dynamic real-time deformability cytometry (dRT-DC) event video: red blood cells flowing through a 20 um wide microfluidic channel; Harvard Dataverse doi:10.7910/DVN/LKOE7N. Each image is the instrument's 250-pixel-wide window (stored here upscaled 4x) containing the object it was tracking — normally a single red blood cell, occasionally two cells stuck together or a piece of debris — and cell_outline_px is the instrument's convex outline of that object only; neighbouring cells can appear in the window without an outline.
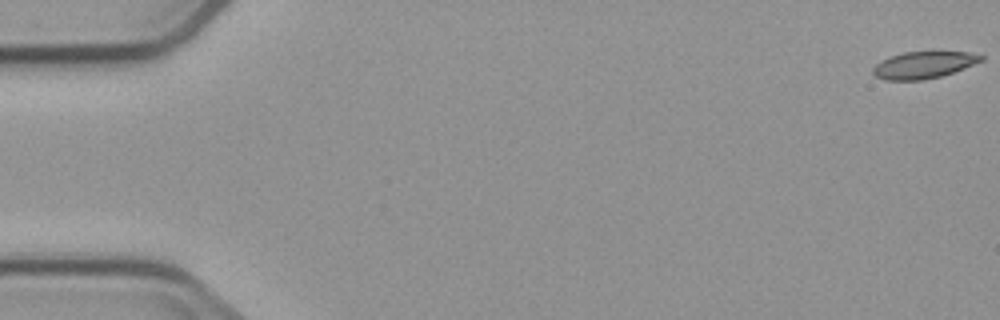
{"species": "common noctule bat (a hibernating species)", "species_latin": "Nyctalus noctula", "temperature_condition": "cold", "stored_images_in_passage": 4, "camera_frame_rate_fps": 3000, "um_per_image_px": 0.085, "animal": {"sex": "male", "body_mass_g": 23.1, "forearm_length_mm": 52.7}, "frame": {"image": 1, "passage_image": 1, "time_ms": 0.0, "image_size_px": [1000, 320], "cell_outline_px": [[984, 60], [964, 68], [940, 76], [924, 80], [884, 80], [876, 76], [872, 72], [872, 68], [880, 60], [904, 52], [968, 52], [984, 56]], "centroid_in_image_um": [78.48, 5.52], "position_along_channel_um": 6.5, "area_um2": 16.82}}